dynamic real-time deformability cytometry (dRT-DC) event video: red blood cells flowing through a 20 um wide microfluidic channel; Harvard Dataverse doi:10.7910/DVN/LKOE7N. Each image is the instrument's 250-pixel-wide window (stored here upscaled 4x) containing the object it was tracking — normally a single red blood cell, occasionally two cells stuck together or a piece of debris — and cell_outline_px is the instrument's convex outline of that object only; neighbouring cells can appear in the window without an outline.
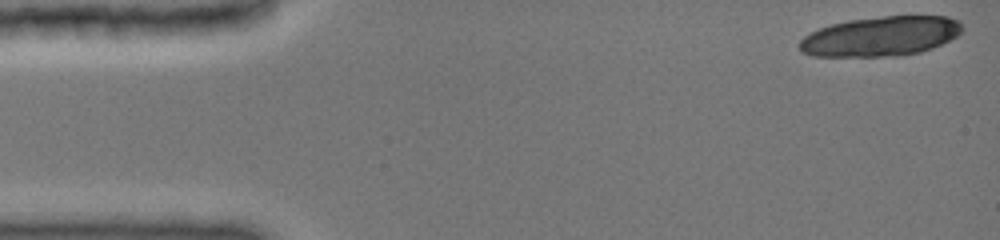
{"species": "common noctule bat (a hibernating species)", "species_latin": "Nyctalus noctula", "temperature_condition": "cold", "stored_images_in_passage": 14, "camera_frame_rate_fps": 3000, "um_per_image_px": 0.085, "animal": {"sex": "female", "body_mass_g": 19.0, "forearm_length_mm": 51.5}, "frame": {"image": 1, "passage_image": 1, "time_ms": 0.0, "image_size_px": [1000, 240], "cell_outline_px": [[964, 28], [956, 36], [932, 48], [920, 52], [896, 56], [816, 56], [804, 52], [800, 48], [800, 40], [804, 36], [820, 28], [832, 24], [848, 20], [884, 16], [948, 16], [960, 20]], "centroid_in_image_um": [74.9, 3.07], "position_along_channel_um": 10.1, "area_um2": 37.4}}